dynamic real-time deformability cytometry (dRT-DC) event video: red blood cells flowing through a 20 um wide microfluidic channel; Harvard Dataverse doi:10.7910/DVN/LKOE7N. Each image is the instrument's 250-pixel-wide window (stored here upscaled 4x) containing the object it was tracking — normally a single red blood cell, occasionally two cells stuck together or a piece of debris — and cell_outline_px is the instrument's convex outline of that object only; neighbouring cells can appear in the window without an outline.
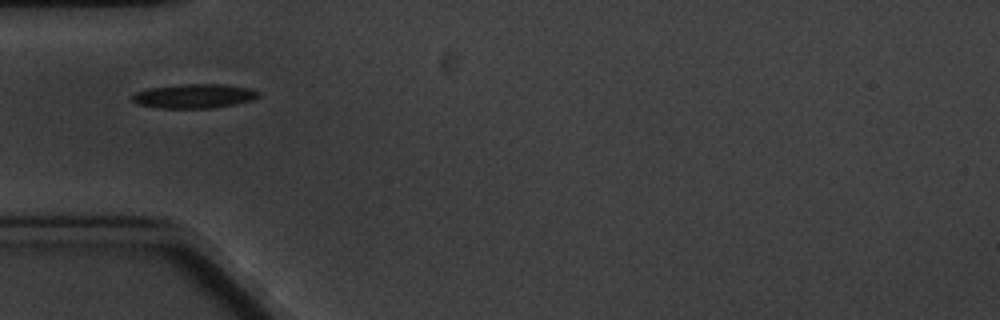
{"species": "common noctule bat (a hibernating species)", "species_latin": "Nyctalus noctula", "temperature_condition": "cold", "stored_images_in_passage": 4, "camera_frame_rate_fps": 3000, "um_per_image_px": 0.085, "animal": {"sex": "male", "body_mass_g": 20.1, "forearm_length_mm": 53.5}, "frame": {"image": 1, "passage_image": 1, "time_ms": 0.0, "image_size_px": [1000, 320], "cell_outline_px": [[260, 96], [252, 100], [212, 108], [160, 108], [136, 104], [132, 100], [132, 96], [136, 92], [148, 88], [176, 84], [224, 84], [252, 88], [260, 92]], "centroid_in_image_um": [16.5, 8.15], "position_along_channel_um": 68.5, "area_um2": 17.98}}
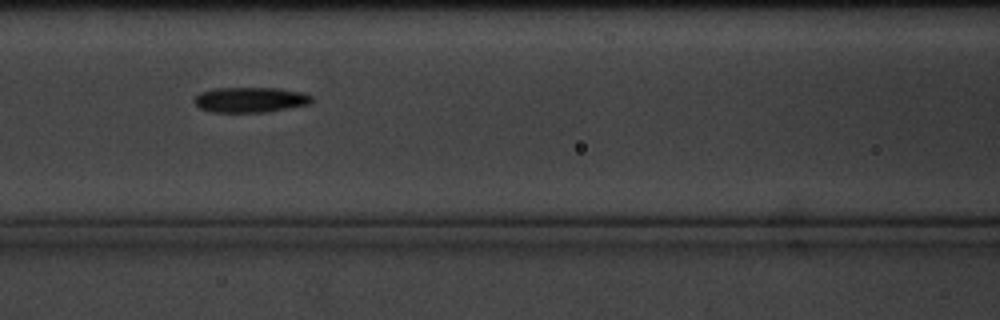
{"frame": {"image": 2, "passage_image": 3, "time_ms": 2.333, "image_size_px": [1000, 320], "cell_outline_px": [[312, 100], [308, 104], [264, 112], [212, 112], [200, 108], [192, 100], [200, 92], [212, 88], [276, 88], [304, 92], [312, 96]], "centroid_in_image_um": [21.24, 8.47], "position_along_channel_um": 145.4, "area_um2": 17.22}}